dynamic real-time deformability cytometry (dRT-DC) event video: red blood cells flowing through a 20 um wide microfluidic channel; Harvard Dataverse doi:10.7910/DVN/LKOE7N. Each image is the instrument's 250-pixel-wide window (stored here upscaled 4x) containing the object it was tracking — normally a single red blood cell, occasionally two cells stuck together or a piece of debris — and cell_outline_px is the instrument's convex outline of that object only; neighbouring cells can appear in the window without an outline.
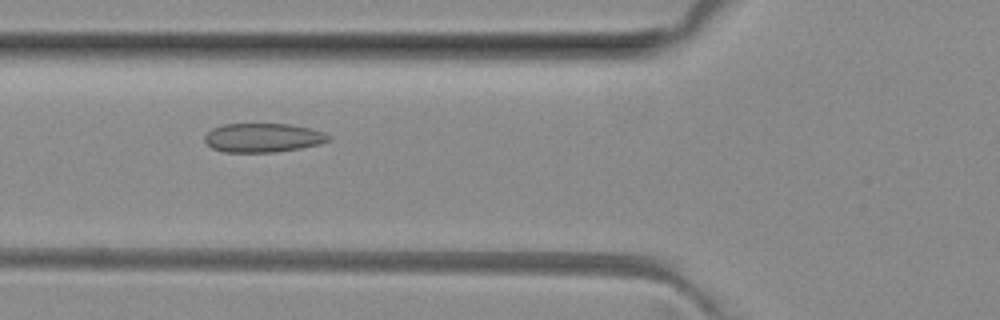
{"species": "common noctule bat (a hibernating species)", "species_latin": "Nyctalus noctula", "temperature_condition": "room temperature", "stored_images_in_passage": 31, "camera_frame_rate_fps": 3000, "um_per_image_px": 0.085, "animal": {"sex": "female", "body_mass_g": 29.2, "forearm_length_mm": 56.3}, "frame": {"image": 1, "passage_image": 3, "time_ms": 0.667, "image_size_px": [1000, 320], "cell_outline_px": [[332, 140], [320, 144], [300, 148], [276, 152], [224, 152], [212, 148], [204, 140], [204, 136], [212, 128], [224, 124], [288, 124], [308, 128], [324, 132], [332, 136]], "centroid_in_image_um": [22.37, 11.71], "position_along_channel_um": 103.4, "area_um2": 20.98}}
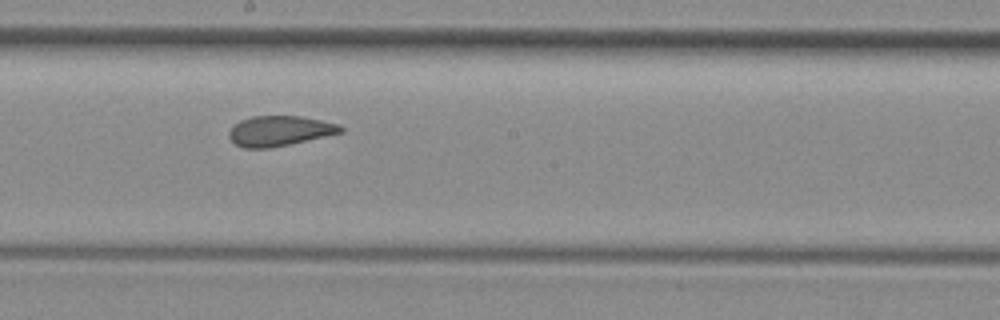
{"frame": {"image": 2, "passage_image": 12, "time_ms": 3.667, "image_size_px": [1000, 320], "cell_outline_px": [[344, 132], [288, 144], [268, 148], [244, 148], [236, 144], [228, 136], [228, 132], [240, 120], [252, 116], [304, 116], [340, 124], [344, 128]], "centroid_in_image_um": [23.79, 11.11], "position_along_channel_um": 224.4, "area_um2": 19.54}}
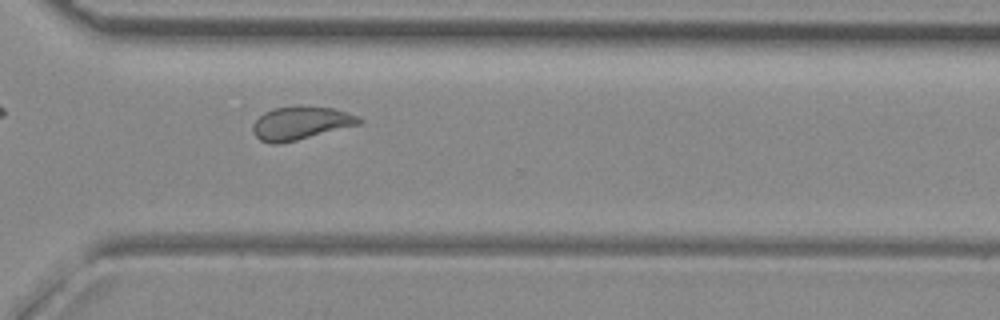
{"frame": {"image": 3, "passage_image": 21, "time_ms": 6.667, "image_size_px": [1000, 320], "cell_outline_px": [[364, 120], [360, 124], [280, 144], [272, 144], [260, 140], [252, 132], [252, 124], [264, 112], [272, 108], [332, 108], [348, 112]], "centroid_in_image_um": [25.53, 10.5], "position_along_channel_um": 345.1, "area_um2": 19.94}}